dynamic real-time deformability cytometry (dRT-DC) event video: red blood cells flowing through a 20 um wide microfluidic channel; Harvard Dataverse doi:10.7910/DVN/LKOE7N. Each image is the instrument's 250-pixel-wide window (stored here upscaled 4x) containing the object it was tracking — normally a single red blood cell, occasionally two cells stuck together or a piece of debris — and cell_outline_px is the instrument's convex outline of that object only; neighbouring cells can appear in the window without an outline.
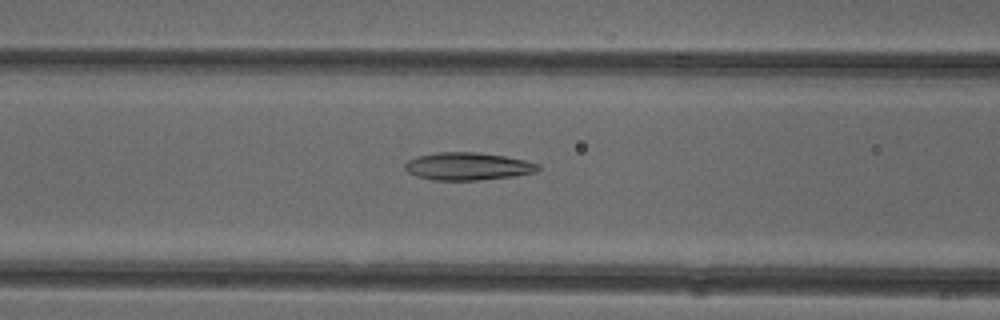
{"species": "common noctule bat (a hibernating species)", "species_latin": "Nyctalus noctula", "temperature_condition": "cold", "stored_images_in_passage": 52, "camera_frame_rate_fps": 3000, "um_per_image_px": 0.085, "animal": {"sex": "female"}, "frame": {"image": 1, "passage_image": 21, "time_ms": 6.667, "image_size_px": [1000, 320], "cell_outline_px": [[540, 168], [536, 172], [512, 176], [476, 180], [432, 180], [416, 176], [408, 172], [404, 168], [404, 164], [408, 160], [416, 156], [436, 152], [476, 152], [504, 156], [524, 160], [540, 164]], "centroid_in_image_um": [39.73, 14.13], "position_along_channel_um": 126.9, "area_um2": 21.44}}
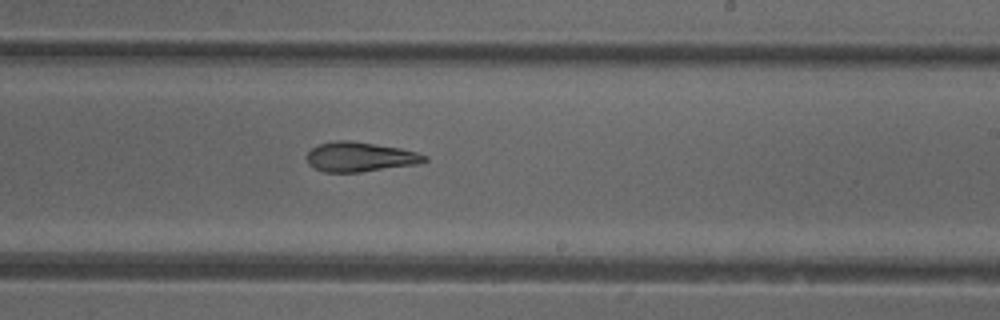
{"frame": {"image": 2, "passage_image": 31, "time_ms": 10.0, "image_size_px": [1000, 320], "cell_outline_px": [[428, 160], [416, 164], [360, 172], [324, 172], [308, 164], [304, 156], [316, 144], [336, 140], [348, 140], [400, 148], [416, 152], [428, 156]], "centroid_in_image_um": [30.55, 13.33], "position_along_channel_um": 258.5, "area_um2": 20.35}}
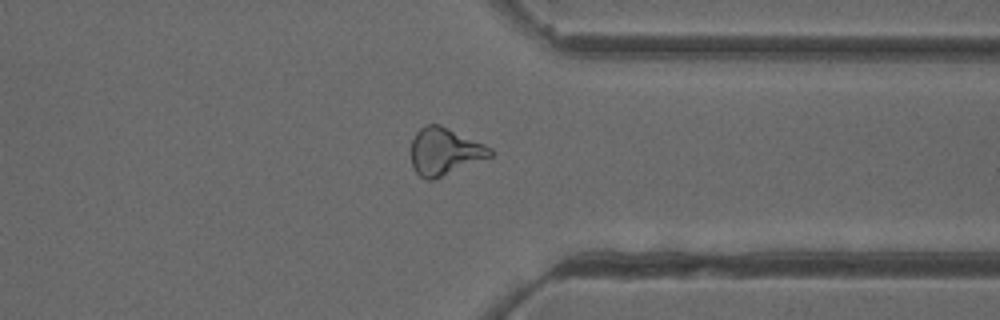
{"frame": {"image": 3, "passage_image": 40, "time_ms": 13.0, "image_size_px": [1000, 320], "cell_outline_px": [[492, 156], [432, 180], [428, 180], [420, 176], [416, 172], [412, 164], [412, 140], [416, 132], [420, 128], [428, 124], [440, 124], [484, 144], [492, 148]], "centroid_in_image_um": [37.79, 12.86], "position_along_channel_um": 373.6, "area_um2": 21.44}, "authors_computed_cell_mechanics": {"area_um2": 22.0796, "velocity_mm_per_s": 3.9499, "shape_relaxation_time_tau1_ms": null, "shape_relaxation_time_tau2_ms": 5.5202, "deformation_change_tau1": null, "deformation_change_tau2": 0.1545}}